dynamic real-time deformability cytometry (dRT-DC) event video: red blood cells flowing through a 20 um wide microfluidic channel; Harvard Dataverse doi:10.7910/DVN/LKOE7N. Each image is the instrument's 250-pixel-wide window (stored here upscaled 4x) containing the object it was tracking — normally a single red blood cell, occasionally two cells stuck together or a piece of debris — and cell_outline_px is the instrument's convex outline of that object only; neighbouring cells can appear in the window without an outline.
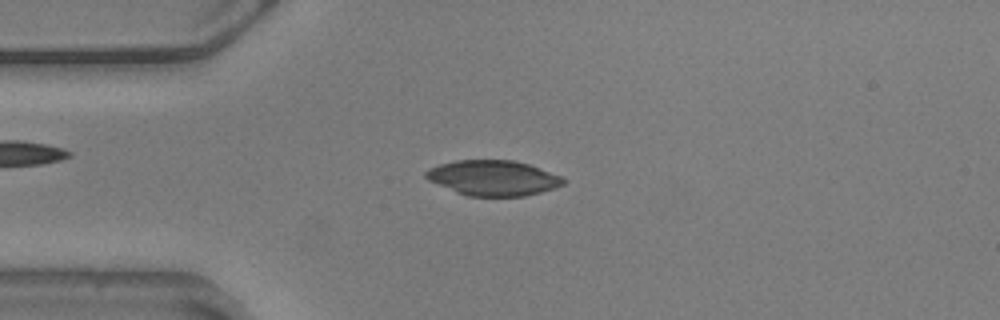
{"species": "common noctule bat (a hibernating species)", "species_latin": "Nyctalus noctula", "temperature_condition": "warm", "stored_images_in_passage": 35, "camera_frame_rate_fps": 3000, "um_per_image_px": 0.085, "animal": {"sex": "male", "body_mass_g": 20.5, "forearm_length_mm": 52.5}, "frame": {"image": 1, "passage_image": 8, "time_ms": 2.333, "image_size_px": [1000, 320], "cell_outline_px": [[568, 180], [564, 184], [556, 188], [524, 196], [468, 196], [456, 192], [428, 180], [424, 176], [424, 172], [428, 168], [440, 164], [456, 160], [512, 160], [528, 164], [560, 176]], "centroid_in_image_um": [41.91, 15.13], "position_along_channel_um": 43.1, "area_um2": 28.21}}
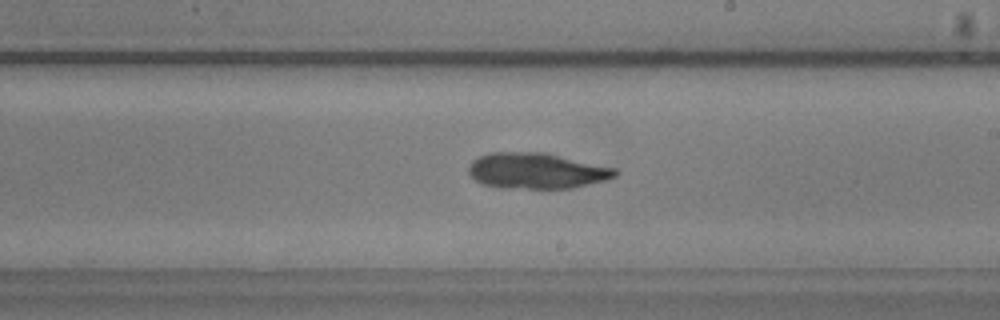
{"frame": {"image": 2, "passage_image": 26, "time_ms": 8.333, "image_size_px": [1000, 320], "cell_outline_px": [[620, 172], [616, 176], [604, 180], [572, 188], [500, 188], [480, 184], [468, 172], [468, 168], [472, 160], [476, 156], [488, 152], [548, 152], [616, 168]], "centroid_in_image_um": [45.59, 14.5], "position_along_channel_um": 243.4, "area_um2": 31.04}}
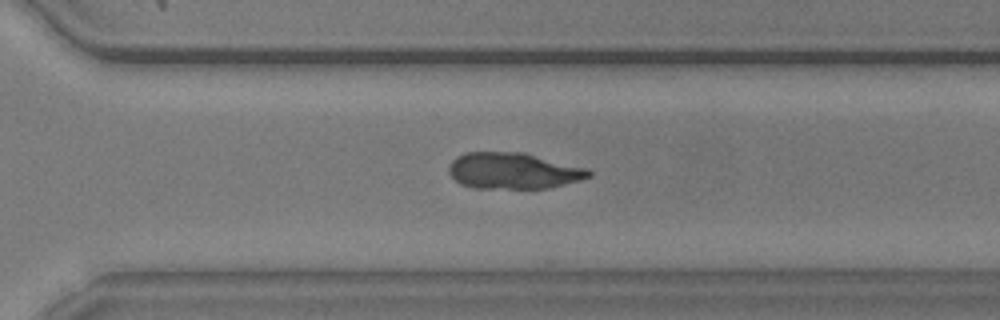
{"frame": {"image": 3, "passage_image": 33, "time_ms": 10.667, "image_size_px": [1000, 320], "cell_outline_px": [[592, 176], [580, 180], [548, 188], [472, 188], [460, 184], [448, 172], [448, 168], [452, 160], [456, 156], [464, 152], [524, 152], [588, 168], [592, 172]], "centroid_in_image_um": [43.62, 14.51], "position_along_channel_um": 327.0, "area_um2": 29.77}}